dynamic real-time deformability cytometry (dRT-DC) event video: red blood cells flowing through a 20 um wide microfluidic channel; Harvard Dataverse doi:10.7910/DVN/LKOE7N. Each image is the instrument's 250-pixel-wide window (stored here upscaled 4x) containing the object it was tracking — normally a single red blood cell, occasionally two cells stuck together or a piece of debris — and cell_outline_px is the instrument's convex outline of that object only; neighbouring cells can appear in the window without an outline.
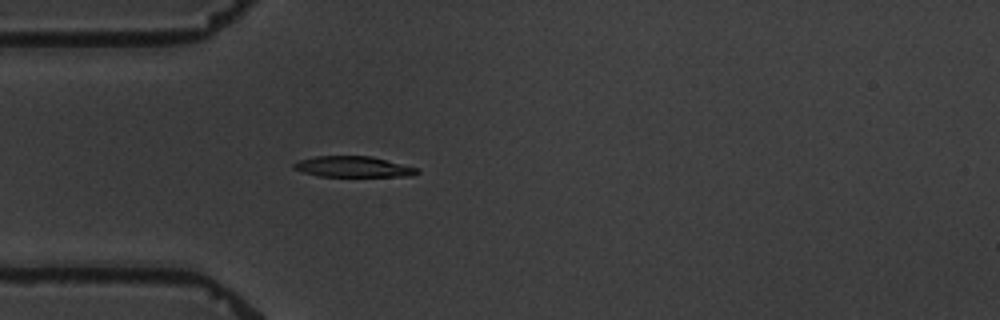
{"species": "common noctule bat (a hibernating species)", "species_latin": "Nyctalus noctula", "temperature_condition": "warm", "stored_images_in_passage": 1, "camera_frame_rate_fps": 3000, "um_per_image_px": 0.085, "animal": {"sex": "male", "body_mass_g": 19.5, "forearm_length_mm": 54.6}, "frame": {"image": 1, "passage_image": 1, "time_ms": 0.0, "image_size_px": [1000, 320], "cell_outline_px": [[420, 172], [412, 176], [320, 176], [304, 172], [292, 168], [292, 164], [300, 160], [316, 156], [372, 156], [416, 168]], "centroid_in_image_um": [30.0, 14.17], "position_along_channel_um": 55.0, "area_um2": 14.74}}